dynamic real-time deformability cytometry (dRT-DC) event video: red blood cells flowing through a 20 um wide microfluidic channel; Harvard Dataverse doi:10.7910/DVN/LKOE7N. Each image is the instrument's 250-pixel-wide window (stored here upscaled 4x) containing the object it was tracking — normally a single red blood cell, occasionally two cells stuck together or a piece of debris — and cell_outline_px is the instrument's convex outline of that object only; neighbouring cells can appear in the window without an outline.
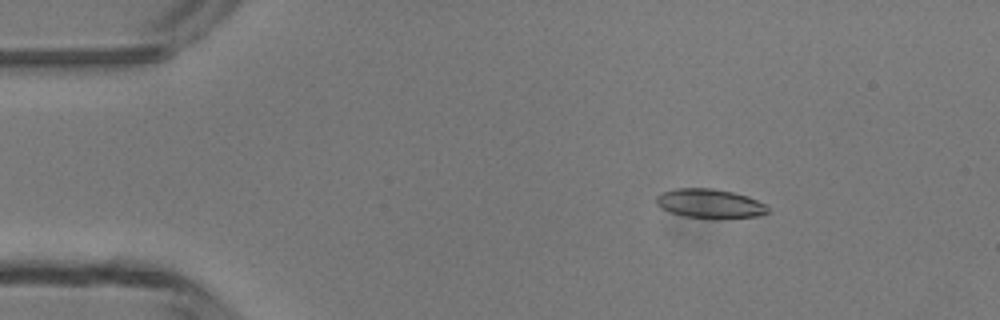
{"species": "common noctule bat (a hibernating species)", "species_latin": "Nyctalus noctula", "temperature_condition": "room temperature", "stored_images_in_passage": 2, "camera_frame_rate_fps": 3000, "um_per_image_px": 0.085, "animal": {"sex": "male", "body_mass_g": 13.3}, "frame": {"image": 1, "passage_image": 1, "time_ms": 0.0, "image_size_px": [1000, 320], "cell_outline_px": [[768, 212], [760, 216], [712, 220], [684, 216], [660, 208], [656, 204], [656, 196], [660, 192], [676, 188], [712, 188], [732, 192], [748, 196], [764, 204], [768, 208]], "centroid_in_image_um": [60.31, 17.32], "position_along_channel_um": 24.7, "area_um2": 19.36}}